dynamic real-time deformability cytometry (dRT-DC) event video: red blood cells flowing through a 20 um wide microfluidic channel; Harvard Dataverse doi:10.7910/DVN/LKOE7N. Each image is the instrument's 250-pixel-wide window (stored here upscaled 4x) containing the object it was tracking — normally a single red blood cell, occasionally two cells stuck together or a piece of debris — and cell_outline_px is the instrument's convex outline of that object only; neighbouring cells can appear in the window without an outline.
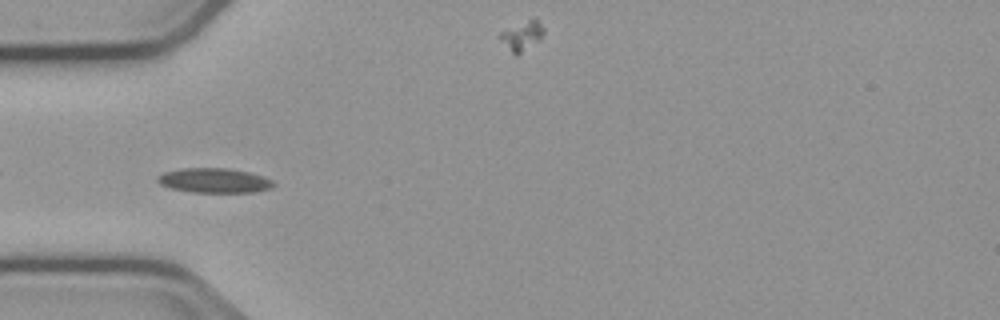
{"species": "common noctule bat (a hibernating species)", "species_latin": "Nyctalus noctula", "temperature_condition": "cold", "stored_images_in_passage": 40, "camera_frame_rate_fps": 3000, "um_per_image_px": 0.085, "animal": {"sex": "male", "body_mass_g": 23.1, "forearm_length_mm": 52.7}, "frame": {"image": 1, "passage_image": 1, "time_ms": 0.0, "image_size_px": [1000, 320], "cell_outline_px": [[276, 184], [272, 188], [256, 192], [192, 192], [172, 188], [160, 184], [156, 180], [156, 176], [164, 172], [180, 168], [228, 168], [248, 172], [264, 176], [272, 180]], "centroid_in_image_um": [18.22, 15.34], "position_along_channel_um": 66.8, "area_um2": 16.76}}
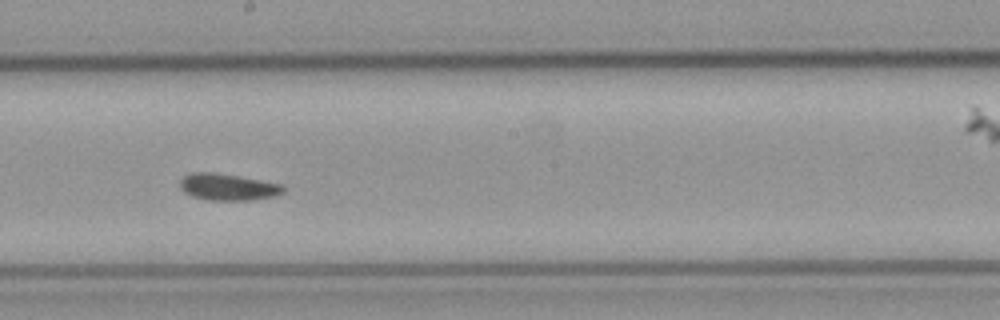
{"frame": {"image": 2, "passage_image": 14, "time_ms": 4.333, "image_size_px": [1000, 320], "cell_outline_px": [[284, 192], [276, 196], [252, 200], [208, 200], [192, 196], [184, 192], [180, 188], [180, 180], [184, 176], [192, 172], [212, 172], [284, 184]], "centroid_in_image_um": [19.38, 15.9], "position_along_channel_um": 228.8, "area_um2": 16.07}}
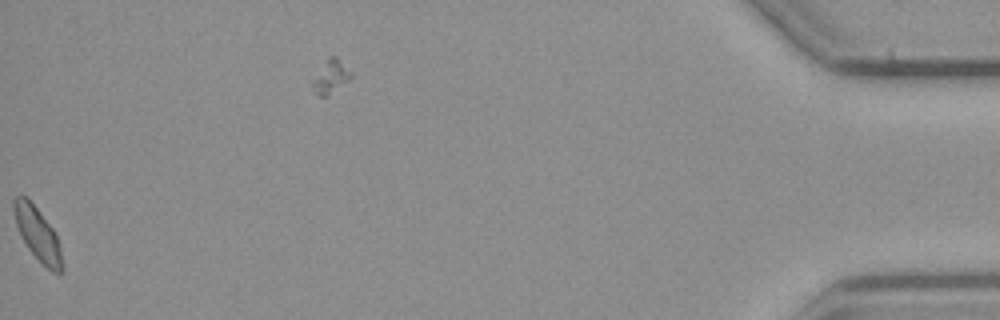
{"frame": {"image": 3, "passage_image": 39, "time_ms": 12.667, "image_size_px": [1000, 320], "cell_outline_px": [[64, 272], [60, 276], [52, 272], [28, 248], [20, 236], [16, 224], [12, 208], [12, 200], [16, 196], [24, 196], [36, 208], [56, 232], [60, 244], [64, 268]], "centroid_in_image_um": [3.23, 19.94], "position_along_channel_um": 432.0, "area_um2": 15.09}}